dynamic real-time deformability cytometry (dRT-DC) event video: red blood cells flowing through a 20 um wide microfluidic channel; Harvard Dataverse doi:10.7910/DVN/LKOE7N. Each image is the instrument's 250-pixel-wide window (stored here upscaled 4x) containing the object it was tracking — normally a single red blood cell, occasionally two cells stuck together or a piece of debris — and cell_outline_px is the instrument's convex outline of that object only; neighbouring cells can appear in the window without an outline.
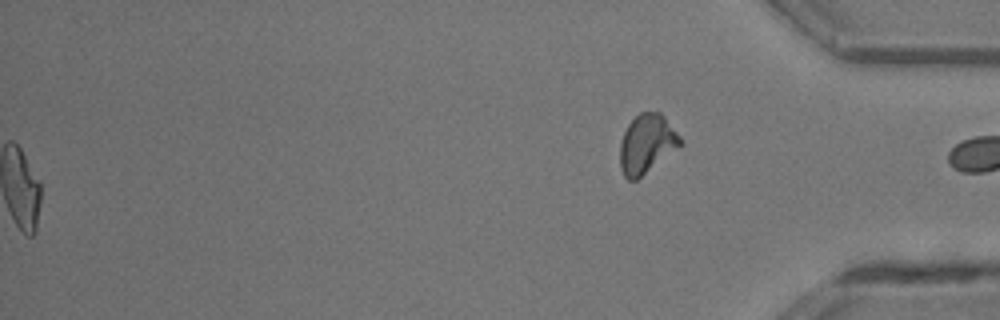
{"species": "common noctule bat (a hibernating species)", "species_latin": "Nyctalus noctula", "temperature_condition": "room temperature", "stored_images_in_passage": 46, "segment_of_instrument_passage": [2, 2], "camera_frame_rate_fps": 3000, "um_per_image_px": 0.085, "animal": {"sex": "male", "body_mass_g": 13.3}, "frame": {"image": 1, "passage_image": 46, "time_ms": 15.0, "image_size_px": [1000, 320], "cell_outline_px": [[684, 144], [680, 148], [636, 180], [628, 180], [624, 176], [620, 168], [620, 144], [624, 132], [628, 124], [640, 112], [660, 112], [664, 116], [684, 140]], "centroid_in_image_um": [55.01, 12.24], "position_along_channel_um": 380.2, "area_um2": 20.98}}